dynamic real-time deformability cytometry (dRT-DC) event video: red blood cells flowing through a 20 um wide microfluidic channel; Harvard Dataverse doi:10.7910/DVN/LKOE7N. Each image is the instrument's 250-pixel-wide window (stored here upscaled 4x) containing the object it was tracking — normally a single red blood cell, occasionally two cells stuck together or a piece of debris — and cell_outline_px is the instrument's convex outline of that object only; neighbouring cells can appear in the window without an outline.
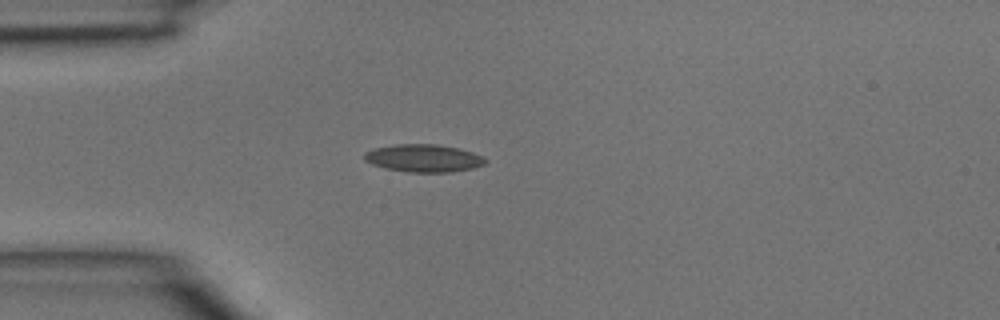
{"species": "common noctule bat (a hibernating species)", "species_latin": "Nyctalus noctula", "temperature_condition": "room temperature", "stored_images_in_passage": 33, "camera_frame_rate_fps": 3000, "um_per_image_px": 0.085, "animal": {"sex": "male", "body_mass_g": 15.6}, "frame": {"image": 1, "passage_image": 1, "time_ms": 0.0, "image_size_px": [1000, 320], "cell_outline_px": [[488, 160], [484, 164], [472, 168], [452, 172], [408, 172], [384, 168], [372, 164], [364, 160], [364, 152], [376, 148], [396, 144], [436, 144], [460, 148], [472, 152]], "centroid_in_image_um": [35.99, 13.44], "position_along_channel_um": 49.0, "area_um2": 19.48}}
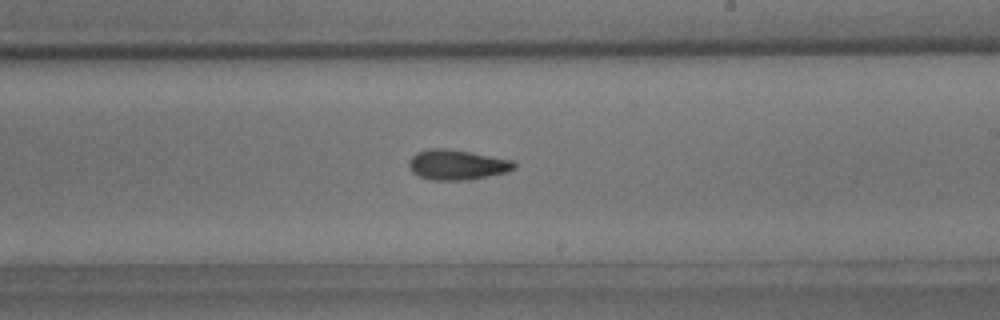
{"frame": {"image": 2, "passage_image": 15, "time_ms": 4.667, "image_size_px": [1000, 320], "cell_outline_px": [[516, 168], [508, 172], [468, 180], [432, 180], [420, 176], [412, 172], [408, 164], [412, 156], [416, 152], [428, 148], [444, 148], [468, 152], [512, 160], [516, 164]], "centroid_in_image_um": [38.84, 14.01], "position_along_channel_um": 250.2, "area_um2": 18.38}}
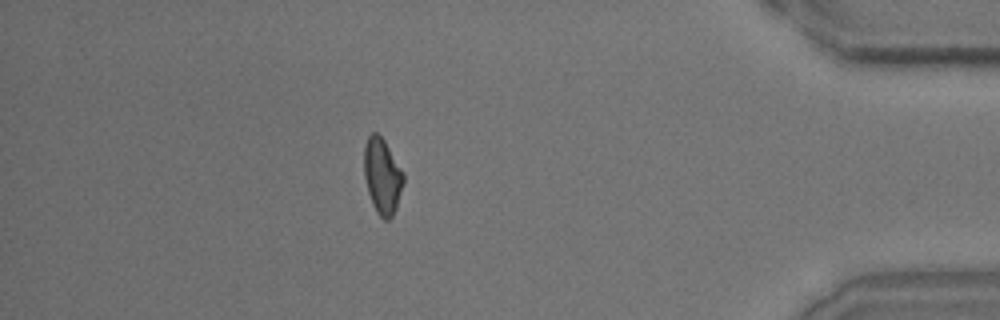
{"frame": {"image": 3, "passage_image": 28, "time_ms": 9.0, "image_size_px": [1000, 320], "cell_outline_px": [[404, 184], [396, 208], [392, 216], [388, 220], [384, 220], [376, 212], [372, 204], [368, 192], [364, 176], [364, 144], [368, 136], [372, 132], [376, 132], [384, 140], [404, 172]], "centroid_in_image_um": [32.49, 14.97], "position_along_channel_um": 402.7, "area_um2": 17.51}}